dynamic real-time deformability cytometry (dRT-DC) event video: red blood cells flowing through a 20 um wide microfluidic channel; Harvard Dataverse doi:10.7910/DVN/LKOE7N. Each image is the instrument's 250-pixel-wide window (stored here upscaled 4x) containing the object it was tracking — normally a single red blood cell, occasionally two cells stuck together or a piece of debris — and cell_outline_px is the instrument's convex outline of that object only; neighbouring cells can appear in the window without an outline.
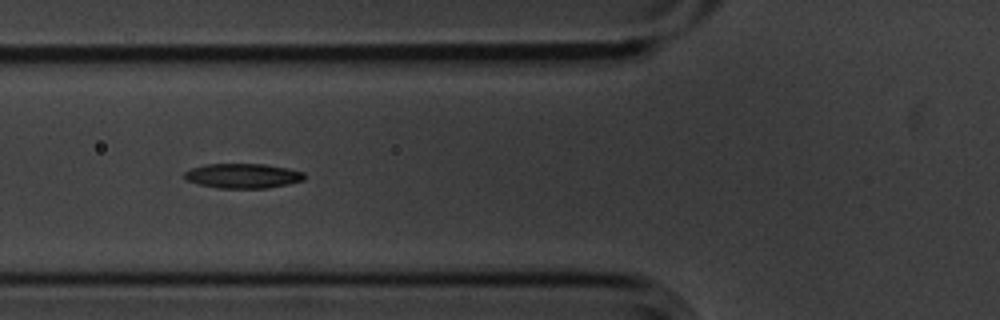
{"species": "common noctule bat (a hibernating species)", "species_latin": "Nyctalus noctula", "temperature_condition": "cold", "stored_images_in_passage": 6, "camera_frame_rate_fps": 3000, "um_per_image_px": 0.085, "animal": {"sex": "male", "body_mass_g": 20.1, "forearm_length_mm": 53.5}, "frame": {"image": 1, "passage_image": 6, "time_ms": 1.667, "image_size_px": [1000, 320], "cell_outline_px": [[304, 180], [288, 184], [268, 188], [220, 188], [200, 184], [184, 180], [184, 172], [192, 168], [204, 164], [264, 164], [288, 168], [304, 172]], "centroid_in_image_um": [20.64, 14.94], "position_along_channel_um": 105.2, "area_um2": 17.28}}